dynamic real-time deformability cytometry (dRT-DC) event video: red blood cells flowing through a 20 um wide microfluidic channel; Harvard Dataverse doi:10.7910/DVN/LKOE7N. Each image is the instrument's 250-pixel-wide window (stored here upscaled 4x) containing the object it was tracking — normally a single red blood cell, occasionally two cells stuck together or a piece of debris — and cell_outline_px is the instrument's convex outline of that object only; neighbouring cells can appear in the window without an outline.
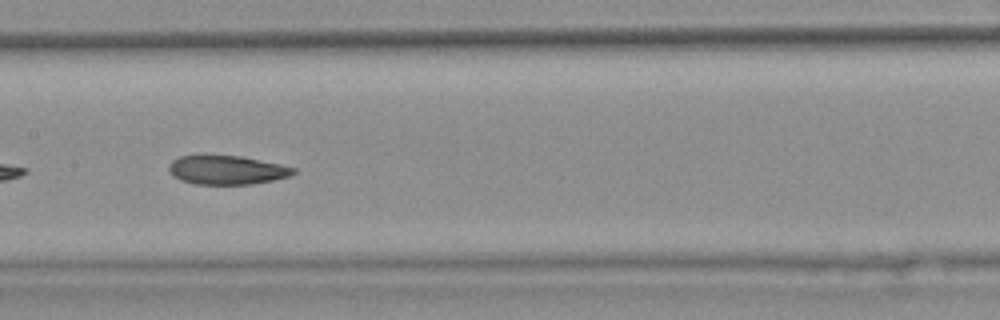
{"species": "common noctule bat (a hibernating species)", "species_latin": "Nyctalus noctula", "temperature_condition": "warm", "stored_images_in_passage": 8, "camera_frame_rate_fps": 3000, "um_per_image_px": 0.085, "animal": {"sex": "female", "body_mass_g": 25.1}, "frame": {"image": 1, "passage_image": 7, "time_ms": 2.0, "image_size_px": [1000, 320], "cell_outline_px": [[296, 172], [288, 176], [272, 180], [252, 184], [196, 184], [180, 180], [172, 176], [168, 172], [168, 164], [172, 160], [180, 156], [240, 156], [280, 164], [296, 168]], "centroid_in_image_um": [19.24, 14.45], "position_along_channel_um": 188.2, "area_um2": 20.87}}
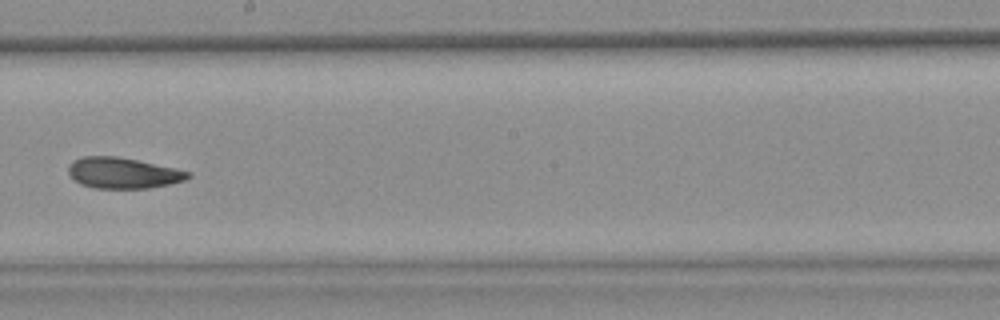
{"frame": {"image": 2, "passage_image": 8, "time_ms": 2.333, "image_size_px": [1000, 320], "cell_outline_px": [[192, 176], [184, 180], [168, 184], [148, 188], [92, 188], [80, 184], [68, 172], [68, 164], [72, 160], [84, 156], [116, 156], [176, 168], [192, 172]], "centroid_in_image_um": [10.44, 14.7], "position_along_channel_um": 237.8, "area_um2": 21.5}}